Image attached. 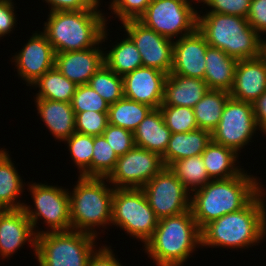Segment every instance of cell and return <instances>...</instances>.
I'll list each match as a JSON object with an SVG mask.
<instances>
[{"label": "cell", "mask_w": 266, "mask_h": 266, "mask_svg": "<svg viewBox=\"0 0 266 266\" xmlns=\"http://www.w3.org/2000/svg\"><path fill=\"white\" fill-rule=\"evenodd\" d=\"M259 131L252 103L229 97L223 108L221 120L211 136L215 143L229 147L241 155L249 145H253L259 137L258 134H262Z\"/></svg>", "instance_id": "8fae6325"}, {"label": "cell", "mask_w": 266, "mask_h": 266, "mask_svg": "<svg viewBox=\"0 0 266 266\" xmlns=\"http://www.w3.org/2000/svg\"><path fill=\"white\" fill-rule=\"evenodd\" d=\"M102 44L100 41L93 48L56 53L55 67L76 85L88 84L90 78L105 64Z\"/></svg>", "instance_id": "d6986e66"}, {"label": "cell", "mask_w": 266, "mask_h": 266, "mask_svg": "<svg viewBox=\"0 0 266 266\" xmlns=\"http://www.w3.org/2000/svg\"><path fill=\"white\" fill-rule=\"evenodd\" d=\"M246 19L261 37L266 36V0H251Z\"/></svg>", "instance_id": "f6af8a7d"}, {"label": "cell", "mask_w": 266, "mask_h": 266, "mask_svg": "<svg viewBox=\"0 0 266 266\" xmlns=\"http://www.w3.org/2000/svg\"><path fill=\"white\" fill-rule=\"evenodd\" d=\"M256 124L266 137V90L252 103Z\"/></svg>", "instance_id": "bcb514c9"}, {"label": "cell", "mask_w": 266, "mask_h": 266, "mask_svg": "<svg viewBox=\"0 0 266 266\" xmlns=\"http://www.w3.org/2000/svg\"><path fill=\"white\" fill-rule=\"evenodd\" d=\"M135 146L164 155L171 131L164 122L160 109H152L133 132Z\"/></svg>", "instance_id": "d4e9b609"}, {"label": "cell", "mask_w": 266, "mask_h": 266, "mask_svg": "<svg viewBox=\"0 0 266 266\" xmlns=\"http://www.w3.org/2000/svg\"><path fill=\"white\" fill-rule=\"evenodd\" d=\"M259 58L266 66V36H262L260 39Z\"/></svg>", "instance_id": "7dc6e473"}, {"label": "cell", "mask_w": 266, "mask_h": 266, "mask_svg": "<svg viewBox=\"0 0 266 266\" xmlns=\"http://www.w3.org/2000/svg\"><path fill=\"white\" fill-rule=\"evenodd\" d=\"M108 27L111 26H109V24L105 26L101 37V42L103 43V46H105L104 63L114 73L122 77L134 71L135 69L142 67L143 64L141 60V54L139 53L133 41L124 33L122 35L123 37H117V40L115 39L113 42L111 40L113 38H109L112 36L110 35V32L112 33L113 31H110ZM108 39L111 42L110 44L108 43ZM105 43L108 44L105 45Z\"/></svg>", "instance_id": "7402d4cb"}, {"label": "cell", "mask_w": 266, "mask_h": 266, "mask_svg": "<svg viewBox=\"0 0 266 266\" xmlns=\"http://www.w3.org/2000/svg\"><path fill=\"white\" fill-rule=\"evenodd\" d=\"M209 90L204 79L168 74L161 106L193 108Z\"/></svg>", "instance_id": "cb8c5ba5"}, {"label": "cell", "mask_w": 266, "mask_h": 266, "mask_svg": "<svg viewBox=\"0 0 266 266\" xmlns=\"http://www.w3.org/2000/svg\"><path fill=\"white\" fill-rule=\"evenodd\" d=\"M251 0H201L199 9L247 18ZM200 6H202L200 8Z\"/></svg>", "instance_id": "ab89813d"}, {"label": "cell", "mask_w": 266, "mask_h": 266, "mask_svg": "<svg viewBox=\"0 0 266 266\" xmlns=\"http://www.w3.org/2000/svg\"><path fill=\"white\" fill-rule=\"evenodd\" d=\"M105 9L47 12L40 29L55 53L80 51L95 47L106 23Z\"/></svg>", "instance_id": "5b68a950"}, {"label": "cell", "mask_w": 266, "mask_h": 266, "mask_svg": "<svg viewBox=\"0 0 266 266\" xmlns=\"http://www.w3.org/2000/svg\"><path fill=\"white\" fill-rule=\"evenodd\" d=\"M164 167L159 154L135 146L118 157L107 180L114 188H142Z\"/></svg>", "instance_id": "4fadbf2b"}, {"label": "cell", "mask_w": 266, "mask_h": 266, "mask_svg": "<svg viewBox=\"0 0 266 266\" xmlns=\"http://www.w3.org/2000/svg\"><path fill=\"white\" fill-rule=\"evenodd\" d=\"M163 119L171 133H186L198 129L193 108L160 106Z\"/></svg>", "instance_id": "d590c367"}, {"label": "cell", "mask_w": 266, "mask_h": 266, "mask_svg": "<svg viewBox=\"0 0 266 266\" xmlns=\"http://www.w3.org/2000/svg\"><path fill=\"white\" fill-rule=\"evenodd\" d=\"M205 62L204 81L208 88L229 92L234 83L238 60L228 56L223 50L208 46Z\"/></svg>", "instance_id": "4316f807"}, {"label": "cell", "mask_w": 266, "mask_h": 266, "mask_svg": "<svg viewBox=\"0 0 266 266\" xmlns=\"http://www.w3.org/2000/svg\"><path fill=\"white\" fill-rule=\"evenodd\" d=\"M25 245L35 259L36 234L23 208L0 210V260H11Z\"/></svg>", "instance_id": "2e32d148"}, {"label": "cell", "mask_w": 266, "mask_h": 266, "mask_svg": "<svg viewBox=\"0 0 266 266\" xmlns=\"http://www.w3.org/2000/svg\"><path fill=\"white\" fill-rule=\"evenodd\" d=\"M101 245L94 251L90 256L87 266H126L123 265L120 261V258L116 255V250L112 245L103 244L102 240L100 241Z\"/></svg>", "instance_id": "ee69618b"}, {"label": "cell", "mask_w": 266, "mask_h": 266, "mask_svg": "<svg viewBox=\"0 0 266 266\" xmlns=\"http://www.w3.org/2000/svg\"><path fill=\"white\" fill-rule=\"evenodd\" d=\"M26 40L20 50L11 53L9 60L15 66V76H18L20 81L23 80L25 87H30L46 71L55 67L56 53L40 29L33 30Z\"/></svg>", "instance_id": "9a60e30c"}, {"label": "cell", "mask_w": 266, "mask_h": 266, "mask_svg": "<svg viewBox=\"0 0 266 266\" xmlns=\"http://www.w3.org/2000/svg\"><path fill=\"white\" fill-rule=\"evenodd\" d=\"M141 189L158 219L190 210L191 193L169 167H164Z\"/></svg>", "instance_id": "7c38bea8"}, {"label": "cell", "mask_w": 266, "mask_h": 266, "mask_svg": "<svg viewBox=\"0 0 266 266\" xmlns=\"http://www.w3.org/2000/svg\"><path fill=\"white\" fill-rule=\"evenodd\" d=\"M110 2L107 1V4L106 5H110L111 3H113L115 0H109Z\"/></svg>", "instance_id": "c3c4849f"}, {"label": "cell", "mask_w": 266, "mask_h": 266, "mask_svg": "<svg viewBox=\"0 0 266 266\" xmlns=\"http://www.w3.org/2000/svg\"><path fill=\"white\" fill-rule=\"evenodd\" d=\"M266 242V187L244 208L223 215L201 230V248L243 253Z\"/></svg>", "instance_id": "6da1fadb"}, {"label": "cell", "mask_w": 266, "mask_h": 266, "mask_svg": "<svg viewBox=\"0 0 266 266\" xmlns=\"http://www.w3.org/2000/svg\"><path fill=\"white\" fill-rule=\"evenodd\" d=\"M211 141V132L203 129L172 133L162 161L165 167H169L177 160L201 155Z\"/></svg>", "instance_id": "83f0119b"}, {"label": "cell", "mask_w": 266, "mask_h": 266, "mask_svg": "<svg viewBox=\"0 0 266 266\" xmlns=\"http://www.w3.org/2000/svg\"><path fill=\"white\" fill-rule=\"evenodd\" d=\"M47 181L27 183L26 192L31 203L25 201L23 210L30 220L36 236L47 232H65L71 229L70 198L68 188ZM30 203V204H29ZM41 220V221H40ZM43 221V222H42ZM43 224L44 230L39 227ZM46 227V228H45Z\"/></svg>", "instance_id": "52a82bcc"}, {"label": "cell", "mask_w": 266, "mask_h": 266, "mask_svg": "<svg viewBox=\"0 0 266 266\" xmlns=\"http://www.w3.org/2000/svg\"><path fill=\"white\" fill-rule=\"evenodd\" d=\"M153 108L128 98L109 105L108 123L134 132Z\"/></svg>", "instance_id": "4dcf8cb0"}, {"label": "cell", "mask_w": 266, "mask_h": 266, "mask_svg": "<svg viewBox=\"0 0 266 266\" xmlns=\"http://www.w3.org/2000/svg\"><path fill=\"white\" fill-rule=\"evenodd\" d=\"M230 97L228 91L209 89L193 107L198 129L212 131L221 120L223 108Z\"/></svg>", "instance_id": "f546056e"}, {"label": "cell", "mask_w": 266, "mask_h": 266, "mask_svg": "<svg viewBox=\"0 0 266 266\" xmlns=\"http://www.w3.org/2000/svg\"><path fill=\"white\" fill-rule=\"evenodd\" d=\"M166 73L154 68L139 67L124 75V97L158 109L164 97Z\"/></svg>", "instance_id": "e0dca14e"}, {"label": "cell", "mask_w": 266, "mask_h": 266, "mask_svg": "<svg viewBox=\"0 0 266 266\" xmlns=\"http://www.w3.org/2000/svg\"><path fill=\"white\" fill-rule=\"evenodd\" d=\"M75 115L84 111L108 112L109 104L89 85H77L71 100Z\"/></svg>", "instance_id": "74e56055"}, {"label": "cell", "mask_w": 266, "mask_h": 266, "mask_svg": "<svg viewBox=\"0 0 266 266\" xmlns=\"http://www.w3.org/2000/svg\"><path fill=\"white\" fill-rule=\"evenodd\" d=\"M108 125V112L84 111L75 115L76 132L98 136Z\"/></svg>", "instance_id": "f35d334b"}, {"label": "cell", "mask_w": 266, "mask_h": 266, "mask_svg": "<svg viewBox=\"0 0 266 266\" xmlns=\"http://www.w3.org/2000/svg\"><path fill=\"white\" fill-rule=\"evenodd\" d=\"M99 240L91 234L73 230L38 235L36 266H87L90 256L101 245Z\"/></svg>", "instance_id": "ba28073f"}, {"label": "cell", "mask_w": 266, "mask_h": 266, "mask_svg": "<svg viewBox=\"0 0 266 266\" xmlns=\"http://www.w3.org/2000/svg\"><path fill=\"white\" fill-rule=\"evenodd\" d=\"M76 179L74 188H68L71 229L101 239V234L105 235L107 230L108 235L111 227L114 187L107 178L78 176Z\"/></svg>", "instance_id": "277c9868"}, {"label": "cell", "mask_w": 266, "mask_h": 266, "mask_svg": "<svg viewBox=\"0 0 266 266\" xmlns=\"http://www.w3.org/2000/svg\"><path fill=\"white\" fill-rule=\"evenodd\" d=\"M36 116L43 122L54 141L63 143L76 132L75 112L71 103L49 99H33Z\"/></svg>", "instance_id": "ffe728a7"}, {"label": "cell", "mask_w": 266, "mask_h": 266, "mask_svg": "<svg viewBox=\"0 0 266 266\" xmlns=\"http://www.w3.org/2000/svg\"><path fill=\"white\" fill-rule=\"evenodd\" d=\"M251 171L246 168L238 176L210 180L191 193L190 210L200 230L223 215L244 208L265 187L260 182L262 175L257 177Z\"/></svg>", "instance_id": "7a4b0ae2"}, {"label": "cell", "mask_w": 266, "mask_h": 266, "mask_svg": "<svg viewBox=\"0 0 266 266\" xmlns=\"http://www.w3.org/2000/svg\"><path fill=\"white\" fill-rule=\"evenodd\" d=\"M169 169L190 193L204 187L212 180L208 176L201 155L177 160L169 166Z\"/></svg>", "instance_id": "1f68e13d"}, {"label": "cell", "mask_w": 266, "mask_h": 266, "mask_svg": "<svg viewBox=\"0 0 266 266\" xmlns=\"http://www.w3.org/2000/svg\"><path fill=\"white\" fill-rule=\"evenodd\" d=\"M199 3L195 0H151L138 19L158 34L177 40L197 30Z\"/></svg>", "instance_id": "30bf717a"}, {"label": "cell", "mask_w": 266, "mask_h": 266, "mask_svg": "<svg viewBox=\"0 0 266 266\" xmlns=\"http://www.w3.org/2000/svg\"><path fill=\"white\" fill-rule=\"evenodd\" d=\"M48 12L101 9L103 0H42ZM102 4V5H101ZM48 5V8H47Z\"/></svg>", "instance_id": "7bdbcfd3"}, {"label": "cell", "mask_w": 266, "mask_h": 266, "mask_svg": "<svg viewBox=\"0 0 266 266\" xmlns=\"http://www.w3.org/2000/svg\"><path fill=\"white\" fill-rule=\"evenodd\" d=\"M150 3L151 0H115L106 8V23L109 24L113 20L112 18L117 19L120 23L128 20H138L145 13Z\"/></svg>", "instance_id": "8d00e7d4"}, {"label": "cell", "mask_w": 266, "mask_h": 266, "mask_svg": "<svg viewBox=\"0 0 266 266\" xmlns=\"http://www.w3.org/2000/svg\"><path fill=\"white\" fill-rule=\"evenodd\" d=\"M76 87L77 85L74 82L54 67L34 82L29 90H37L36 93H33V99H49L71 103Z\"/></svg>", "instance_id": "f1b7e54d"}, {"label": "cell", "mask_w": 266, "mask_h": 266, "mask_svg": "<svg viewBox=\"0 0 266 266\" xmlns=\"http://www.w3.org/2000/svg\"><path fill=\"white\" fill-rule=\"evenodd\" d=\"M4 147H0V209H20L26 201L22 197L26 195L28 181L25 182L15 165L16 161L12 160V152Z\"/></svg>", "instance_id": "603a6c76"}, {"label": "cell", "mask_w": 266, "mask_h": 266, "mask_svg": "<svg viewBox=\"0 0 266 266\" xmlns=\"http://www.w3.org/2000/svg\"><path fill=\"white\" fill-rule=\"evenodd\" d=\"M70 162L77 168V176L91 177V163L94 152V136L75 132L64 142Z\"/></svg>", "instance_id": "d6a6232c"}, {"label": "cell", "mask_w": 266, "mask_h": 266, "mask_svg": "<svg viewBox=\"0 0 266 266\" xmlns=\"http://www.w3.org/2000/svg\"><path fill=\"white\" fill-rule=\"evenodd\" d=\"M197 30L209 46L236 60L259 57L261 36L246 18L198 10Z\"/></svg>", "instance_id": "8992f818"}, {"label": "cell", "mask_w": 266, "mask_h": 266, "mask_svg": "<svg viewBox=\"0 0 266 266\" xmlns=\"http://www.w3.org/2000/svg\"><path fill=\"white\" fill-rule=\"evenodd\" d=\"M102 135L118 157L135 147L134 134L130 130L108 123Z\"/></svg>", "instance_id": "60d3db41"}, {"label": "cell", "mask_w": 266, "mask_h": 266, "mask_svg": "<svg viewBox=\"0 0 266 266\" xmlns=\"http://www.w3.org/2000/svg\"><path fill=\"white\" fill-rule=\"evenodd\" d=\"M158 220L141 188H114L111 229L120 228L143 247L153 235Z\"/></svg>", "instance_id": "9c48e42d"}, {"label": "cell", "mask_w": 266, "mask_h": 266, "mask_svg": "<svg viewBox=\"0 0 266 266\" xmlns=\"http://www.w3.org/2000/svg\"><path fill=\"white\" fill-rule=\"evenodd\" d=\"M208 176L212 180L229 179L240 175L244 170V165L235 150L215 143L213 140L207 145L201 154ZM240 160V161H239Z\"/></svg>", "instance_id": "484cf974"}, {"label": "cell", "mask_w": 266, "mask_h": 266, "mask_svg": "<svg viewBox=\"0 0 266 266\" xmlns=\"http://www.w3.org/2000/svg\"><path fill=\"white\" fill-rule=\"evenodd\" d=\"M118 156L103 135L94 136L91 177L107 178L114 170Z\"/></svg>", "instance_id": "e575fe53"}, {"label": "cell", "mask_w": 266, "mask_h": 266, "mask_svg": "<svg viewBox=\"0 0 266 266\" xmlns=\"http://www.w3.org/2000/svg\"><path fill=\"white\" fill-rule=\"evenodd\" d=\"M121 24L122 27L119 25L116 31H123L133 41L141 54L143 67L170 74L174 41L146 27L139 20H128Z\"/></svg>", "instance_id": "5bb4252c"}, {"label": "cell", "mask_w": 266, "mask_h": 266, "mask_svg": "<svg viewBox=\"0 0 266 266\" xmlns=\"http://www.w3.org/2000/svg\"><path fill=\"white\" fill-rule=\"evenodd\" d=\"M266 90V66L257 58L238 60L230 97L253 103Z\"/></svg>", "instance_id": "44dd1931"}, {"label": "cell", "mask_w": 266, "mask_h": 266, "mask_svg": "<svg viewBox=\"0 0 266 266\" xmlns=\"http://www.w3.org/2000/svg\"><path fill=\"white\" fill-rule=\"evenodd\" d=\"M15 0H4L0 2V40L11 36L19 24L16 13L17 6ZM6 36V37H5Z\"/></svg>", "instance_id": "b9f144b4"}, {"label": "cell", "mask_w": 266, "mask_h": 266, "mask_svg": "<svg viewBox=\"0 0 266 266\" xmlns=\"http://www.w3.org/2000/svg\"><path fill=\"white\" fill-rule=\"evenodd\" d=\"M141 248L147 258L153 260V266L189 264L186 262L202 249L201 230L191 210L159 219L153 235Z\"/></svg>", "instance_id": "3957f363"}, {"label": "cell", "mask_w": 266, "mask_h": 266, "mask_svg": "<svg viewBox=\"0 0 266 266\" xmlns=\"http://www.w3.org/2000/svg\"><path fill=\"white\" fill-rule=\"evenodd\" d=\"M208 46L205 37L198 30L174 40L170 74L204 79L205 54Z\"/></svg>", "instance_id": "ac0fdd59"}, {"label": "cell", "mask_w": 266, "mask_h": 266, "mask_svg": "<svg viewBox=\"0 0 266 266\" xmlns=\"http://www.w3.org/2000/svg\"><path fill=\"white\" fill-rule=\"evenodd\" d=\"M109 105L124 97L123 78L106 64L102 65L88 83Z\"/></svg>", "instance_id": "836d02e7"}]
</instances>
